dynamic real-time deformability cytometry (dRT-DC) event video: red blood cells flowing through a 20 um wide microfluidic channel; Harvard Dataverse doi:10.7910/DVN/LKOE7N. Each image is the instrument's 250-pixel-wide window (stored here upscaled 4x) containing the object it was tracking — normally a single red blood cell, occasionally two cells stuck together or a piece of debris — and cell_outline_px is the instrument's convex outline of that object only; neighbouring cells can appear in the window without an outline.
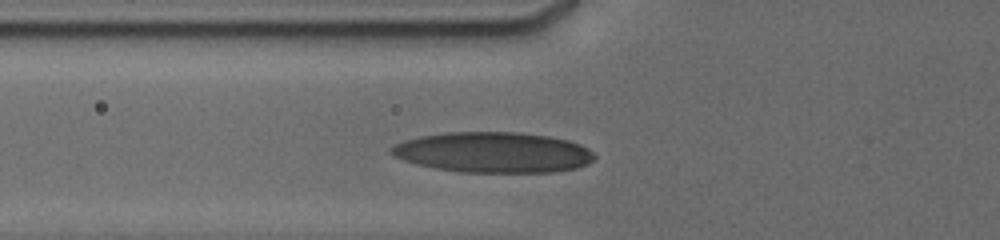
{"species": "human", "species_latin": "Homo sapiens", "temperature_condition": "cold", "stored_images_in_passage": 6, "camera_frame_rate_fps": 3000, "um_per_image_px": 0.085, "donor": {"sex": "male"}, "frame": {"image": 1, "passage_image": 5, "time_ms": 2.667, "image_size_px": [1000, 240], "cell_outline_px": [[596, 156], [588, 164], [576, 168], [556, 172], [460, 172], [432, 168], [416, 164], [392, 156], [388, 152], [388, 148], [404, 140], [420, 136], [448, 132], [520, 132], [548, 136], [568, 140], [580, 144], [588, 148]], "centroid_in_image_um": [41.9, 12.95], "position_along_channel_um": 83.9, "area_um2": 48.32}}